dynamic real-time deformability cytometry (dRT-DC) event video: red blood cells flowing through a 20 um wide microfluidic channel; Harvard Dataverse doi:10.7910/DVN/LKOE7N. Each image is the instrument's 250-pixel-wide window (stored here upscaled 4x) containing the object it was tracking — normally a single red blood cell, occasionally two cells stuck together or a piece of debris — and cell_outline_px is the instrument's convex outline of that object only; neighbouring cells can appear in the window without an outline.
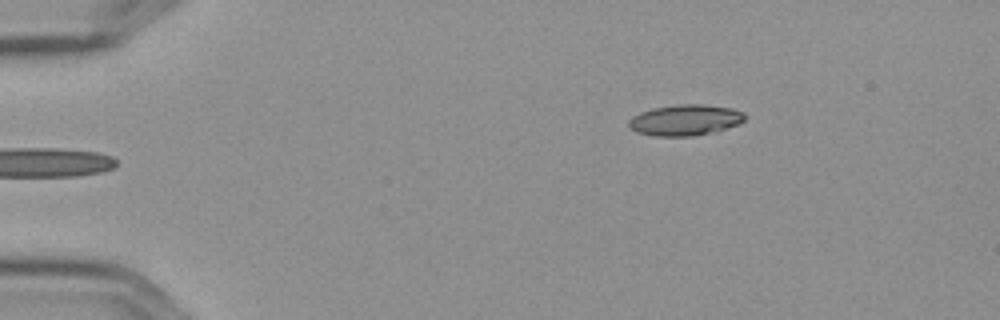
{"species": "Egyptian fruit bat (a non-hibernating species)", "species_latin": "Rousettus aegyptiacus", "temperature_condition": "cold", "stored_images_in_passage": 5, "camera_frame_rate_fps": 3000, "um_per_image_px": 0.085, "frame": {"image": 1, "passage_image": 5, "time_ms": 1.333, "image_size_px": [1000, 320], "cell_outline_px": [[748, 116], [740, 124], [716, 132], [692, 136], [656, 136], [636, 132], [628, 128], [628, 120], [632, 116], [640, 112], [652, 108], [676, 104], [704, 104], [732, 108], [744, 112]], "centroid_in_image_um": [58.26, 10.2], "position_along_channel_um": 26.7, "area_um2": 21.39}}